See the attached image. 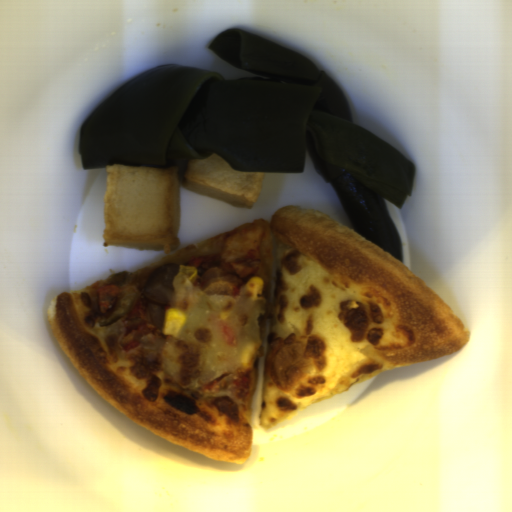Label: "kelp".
Here are the masks:
<instances>
[{"label": "kelp", "mask_w": 512, "mask_h": 512, "mask_svg": "<svg viewBox=\"0 0 512 512\" xmlns=\"http://www.w3.org/2000/svg\"><path fill=\"white\" fill-rule=\"evenodd\" d=\"M207 48L259 76L226 80L175 63L141 72L80 126L83 169L177 167L184 175L188 160L216 155L238 172L298 173L307 153L353 230L404 263L384 201L400 208L410 198L413 161L354 123L346 93L309 56L237 27Z\"/></svg>", "instance_id": "kelp-1"}]
</instances>
